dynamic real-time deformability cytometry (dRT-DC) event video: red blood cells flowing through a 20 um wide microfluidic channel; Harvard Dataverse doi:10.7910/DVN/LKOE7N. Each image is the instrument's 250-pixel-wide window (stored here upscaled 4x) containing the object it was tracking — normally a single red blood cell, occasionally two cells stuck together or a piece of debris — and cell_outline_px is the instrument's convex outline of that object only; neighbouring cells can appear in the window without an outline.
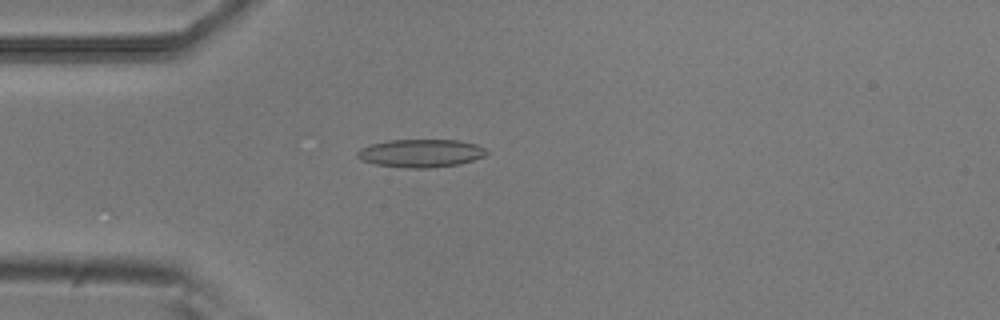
{"species": "common noctule bat (a hibernating species)", "species_latin": "Nyctalus noctula", "temperature_condition": "room temperature", "stored_images_in_passage": 52, "camera_frame_rate_fps": 3000, "um_per_image_px": 0.085, "animal": {"sex": "male", "body_mass_g": 20.5, "forearm_length_mm": 52.5}, "frame": {"image": 1, "passage_image": 14, "time_ms": 4.333, "image_size_px": [1000, 320], "cell_outline_px": [[488, 152], [484, 156], [460, 164], [432, 168], [404, 168], [376, 164], [360, 160], [356, 156], [356, 152], [360, 148], [372, 144], [388, 140], [460, 140], [476, 144], [488, 148]], "centroid_in_image_um": [35.78, 13.02], "position_along_channel_um": 49.2, "area_um2": 21.33}}
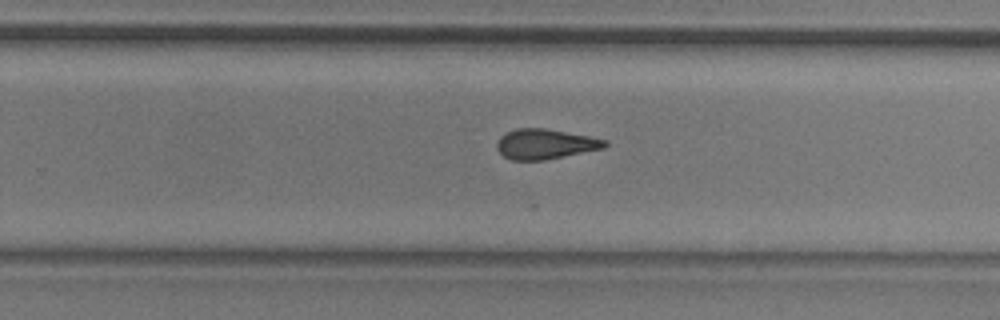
{"frame": {"image": 2, "passage_image": 33, "time_ms": 10.667, "image_size_px": [1000, 320], "cell_outline_px": [[608, 144], [604, 148], [544, 160], [512, 160], [504, 156], [496, 148], [496, 144], [500, 136], [516, 128], [544, 128], [588, 136], [608, 140]], "centroid_in_image_um": [46.33, 12.24], "position_along_channel_um": 283.5, "area_um2": 18.79}}
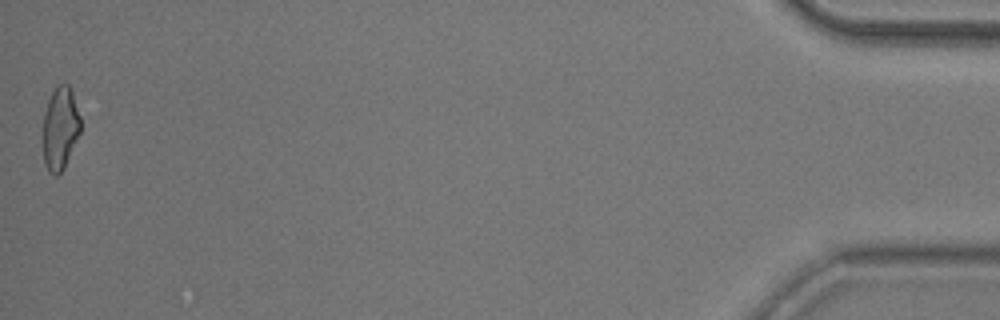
{"frame": {"image": 3, "passage_image": 52, "time_ms": 17.0, "image_size_px": [1000, 320], "cell_outline_px": [[80, 132], [64, 168], [56, 176], [48, 172], [44, 164], [44, 112], [48, 100], [56, 84], [68, 84], [72, 92], [80, 116]], "centroid_in_image_um": [5.11, 10.9], "position_along_channel_um": 430.1, "area_um2": 17.98}}